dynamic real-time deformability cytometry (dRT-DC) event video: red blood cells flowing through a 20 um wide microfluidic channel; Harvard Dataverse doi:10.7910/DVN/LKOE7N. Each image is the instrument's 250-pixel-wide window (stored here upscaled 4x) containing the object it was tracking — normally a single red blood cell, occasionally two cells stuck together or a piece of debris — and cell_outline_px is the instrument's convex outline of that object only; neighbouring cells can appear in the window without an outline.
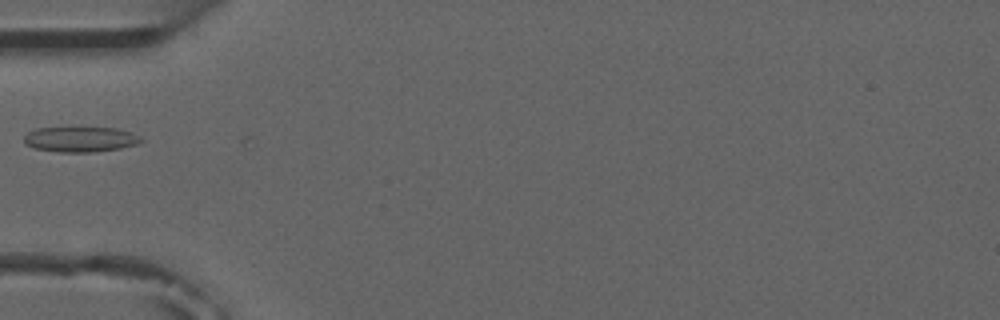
{"species": "common noctule bat (a hibernating species)", "species_latin": "Nyctalus noctula", "temperature_condition": "room temperature", "stored_images_in_passage": 5, "camera_frame_rate_fps": 3000, "um_per_image_px": 0.085, "animal": {"sex": "male", "forearm_length_mm": 52.5}, "frame": {"image": 1, "passage_image": 4, "time_ms": 3.667, "image_size_px": [1000, 320], "cell_outline_px": [[144, 140], [136, 144], [120, 148], [96, 152], [60, 152], [36, 148], [24, 144], [24, 136], [28, 132], [36, 128], [116, 128], [132, 132], [140, 136]], "centroid_in_image_um": [6.84, 11.84], "position_along_channel_um": 78.2, "area_um2": 17.17}}